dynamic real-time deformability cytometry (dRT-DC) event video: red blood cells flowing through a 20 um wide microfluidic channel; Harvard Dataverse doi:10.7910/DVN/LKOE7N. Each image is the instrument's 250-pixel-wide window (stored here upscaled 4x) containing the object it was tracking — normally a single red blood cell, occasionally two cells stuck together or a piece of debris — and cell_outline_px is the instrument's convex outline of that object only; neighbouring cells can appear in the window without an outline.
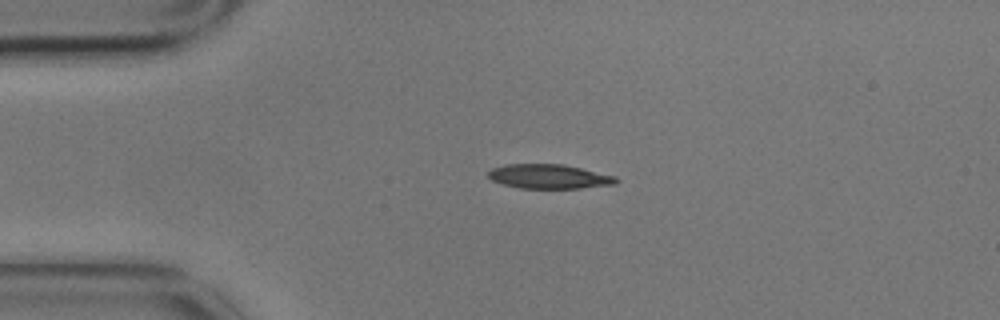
{"species": "common noctule bat (a hibernating species)", "species_latin": "Nyctalus noctula", "temperature_condition": "cold", "stored_images_in_passage": 5, "camera_frame_rate_fps": 3000, "um_per_image_px": 0.085, "animal": {"sex": "male", "body_mass_g": 17.9}, "frame": {"image": 1, "passage_image": 3, "time_ms": 0.667, "image_size_px": [1000, 320], "cell_outline_px": [[620, 180], [616, 184], [580, 188], [520, 188], [504, 184], [492, 180], [488, 176], [488, 172], [492, 168], [504, 164], [564, 164], [616, 176]], "centroid_in_image_um": [46.7, 14.99], "position_along_channel_um": 38.3, "area_um2": 18.15}}